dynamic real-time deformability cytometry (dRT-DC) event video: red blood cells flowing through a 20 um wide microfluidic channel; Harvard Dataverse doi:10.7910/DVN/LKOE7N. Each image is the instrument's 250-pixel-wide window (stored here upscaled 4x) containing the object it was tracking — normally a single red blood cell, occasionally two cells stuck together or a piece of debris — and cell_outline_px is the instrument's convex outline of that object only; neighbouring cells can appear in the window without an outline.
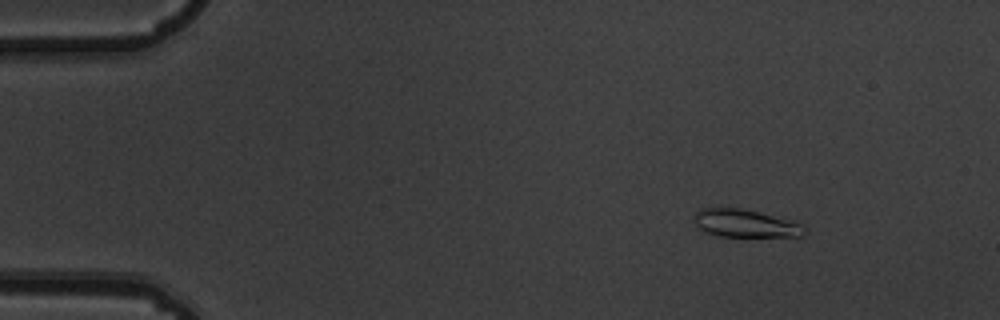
{"species": "common noctule bat (a hibernating species)", "species_latin": "Nyctalus noctula", "temperature_condition": "warm", "stored_images_in_passage": 5, "camera_frame_rate_fps": 3000, "um_per_image_px": 0.085, "animal": {"sex": "male", "body_mass_g": 19.5, "forearm_length_mm": 54.6}, "frame": {"image": 1, "passage_image": 3, "time_ms": 0.667, "image_size_px": [1000, 320], "cell_outline_px": [[808, 232], [804, 236], [720, 236], [704, 232], [696, 224], [696, 212], [704, 208], [720, 204], [740, 208], [796, 220], [804, 224]], "centroid_in_image_um": [63.41, 18.95], "position_along_channel_um": 21.6, "area_um2": 18.5}}